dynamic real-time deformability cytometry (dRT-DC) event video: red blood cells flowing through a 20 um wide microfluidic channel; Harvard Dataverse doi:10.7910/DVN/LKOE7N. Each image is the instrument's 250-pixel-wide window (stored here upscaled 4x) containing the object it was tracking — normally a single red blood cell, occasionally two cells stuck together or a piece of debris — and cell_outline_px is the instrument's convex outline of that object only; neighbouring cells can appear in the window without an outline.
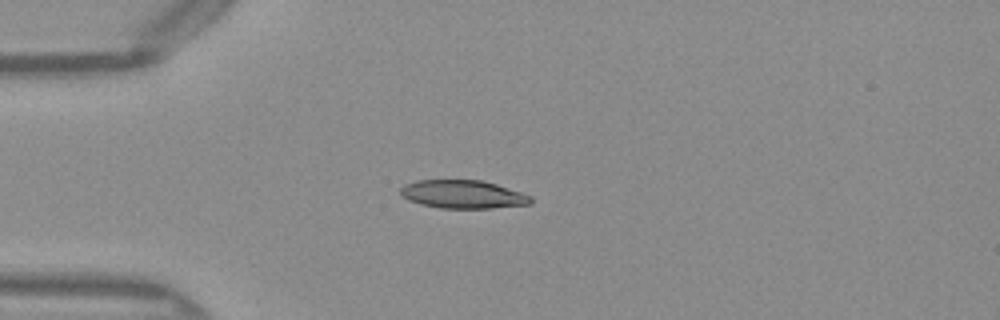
{"species": "Egyptian fruit bat (a non-hibernating species)", "species_latin": "Rousettus aegyptiacus", "temperature_condition": "warm", "stored_images_in_passage": 38, "camera_frame_rate_fps": 3000, "um_per_image_px": 0.085, "frame": {"image": 1, "passage_image": 1, "time_ms": 0.0, "image_size_px": [1000, 320], "cell_outline_px": [[532, 204], [492, 208], [440, 208], [420, 204], [408, 200], [400, 192], [400, 188], [404, 184], [416, 180], [480, 180], [496, 184], [532, 196]], "centroid_in_image_um": [39.34, 16.52], "position_along_channel_um": 45.7, "area_um2": 21.44}}
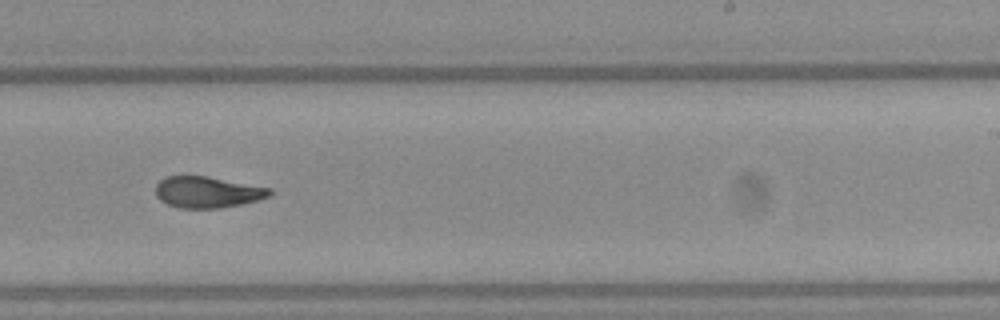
{"frame": {"image": 2, "passage_image": 19, "time_ms": 6.0, "image_size_px": [1000, 320], "cell_outline_px": [[272, 192], [268, 196], [260, 200], [220, 208], [180, 208], [168, 204], [160, 200], [156, 196], [156, 184], [160, 180], [168, 176], [204, 176], [272, 188]], "centroid_in_image_um": [17.63, 16.34], "position_along_channel_um": 271.4, "area_um2": 20.63}}
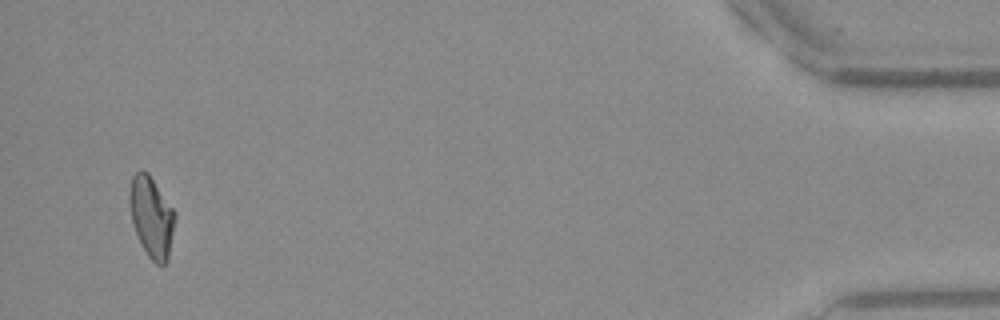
{"frame": {"image": 3, "passage_image": 36, "time_ms": 11.667, "image_size_px": [1000, 320], "cell_outline_px": [[176, 216], [168, 260], [164, 264], [156, 264], [148, 256], [136, 232], [132, 220], [128, 200], [128, 192], [132, 176], [140, 168], [148, 172], [176, 212]], "centroid_in_image_um": [12.88, 18.39], "position_along_channel_um": 422.3, "area_um2": 21.44}, "authors_computed_cell_mechanics": {"area_um2": 21.4149, "velocity_mm_per_s": 4.0705, "shape_relaxation_time_tau1_ms": 6.6511, "shape_relaxation_time_tau2_ms": 2.4184, "deformation_change_tau1": 0.1936, "deformation_change_tau2": 0.0821}}